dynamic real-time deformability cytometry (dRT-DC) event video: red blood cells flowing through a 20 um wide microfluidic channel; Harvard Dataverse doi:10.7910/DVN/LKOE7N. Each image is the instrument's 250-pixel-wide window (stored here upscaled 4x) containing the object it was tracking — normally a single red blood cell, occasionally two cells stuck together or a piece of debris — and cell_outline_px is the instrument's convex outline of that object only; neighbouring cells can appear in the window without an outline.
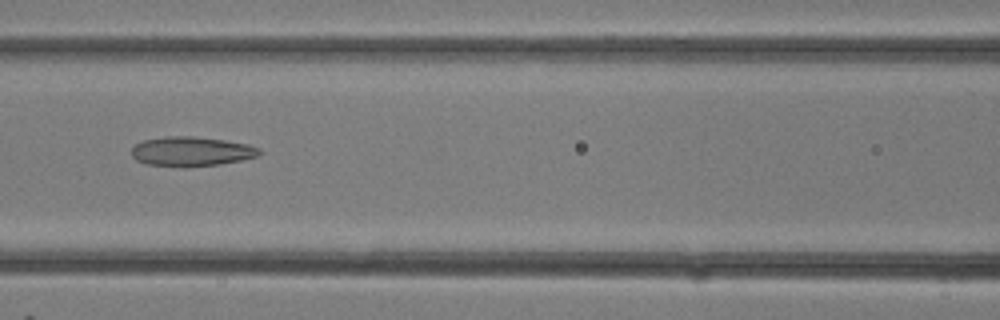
{"species": "common noctule bat (a hibernating species)", "species_latin": "Nyctalus noctula", "temperature_condition": "room temperature", "stored_images_in_passage": 31, "camera_frame_rate_fps": 3000, "um_per_image_px": 0.085, "animal": {"sex": "female"}, "frame": {"image": 1, "passage_image": 14, "time_ms": 4.333, "image_size_px": [1000, 320], "cell_outline_px": [[264, 152], [260, 156], [220, 164], [184, 168], [148, 164], [136, 160], [132, 156], [132, 148], [136, 144], [144, 140], [168, 136], [192, 136], [224, 140], [248, 144], [260, 148]], "centroid_in_image_um": [16.31, 12.88], "position_along_channel_um": 150.3, "area_um2": 22.2}}
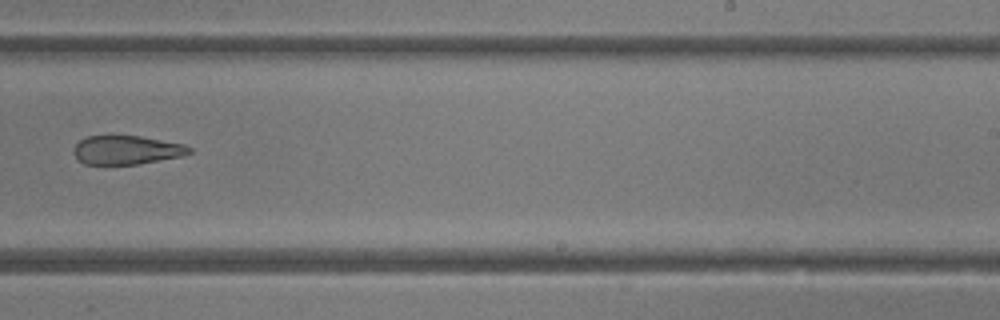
{"frame": {"image": 2, "passage_image": 20, "time_ms": 6.333, "image_size_px": [1000, 320], "cell_outline_px": [[192, 152], [184, 156], [136, 164], [84, 164], [72, 152], [72, 148], [80, 140], [88, 136], [140, 136], [184, 144], [192, 148]], "centroid_in_image_um": [10.77, 12.75], "position_along_channel_um": 278.2, "area_um2": 19.36}}
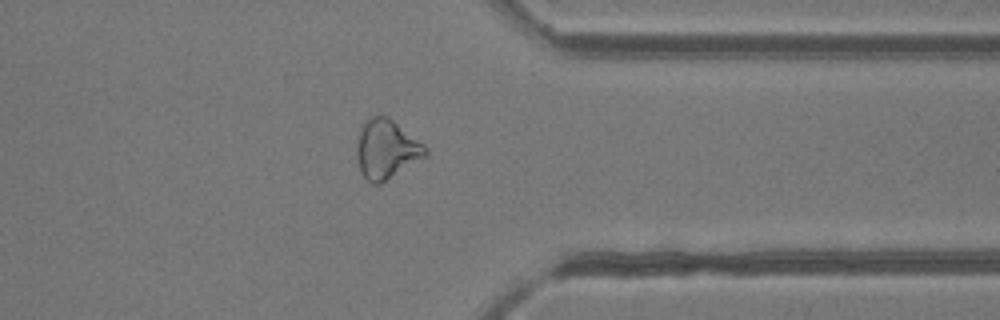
{"frame": {"image": 3, "passage_image": 25, "time_ms": 8.0, "image_size_px": [1000, 320], "cell_outline_px": [[428, 156], [380, 184], [372, 184], [360, 172], [356, 156], [356, 144], [360, 128], [372, 116], [388, 116], [424, 144], [428, 148]], "centroid_in_image_um": [32.85, 12.7], "position_along_channel_um": 378.5, "area_um2": 23.81}}